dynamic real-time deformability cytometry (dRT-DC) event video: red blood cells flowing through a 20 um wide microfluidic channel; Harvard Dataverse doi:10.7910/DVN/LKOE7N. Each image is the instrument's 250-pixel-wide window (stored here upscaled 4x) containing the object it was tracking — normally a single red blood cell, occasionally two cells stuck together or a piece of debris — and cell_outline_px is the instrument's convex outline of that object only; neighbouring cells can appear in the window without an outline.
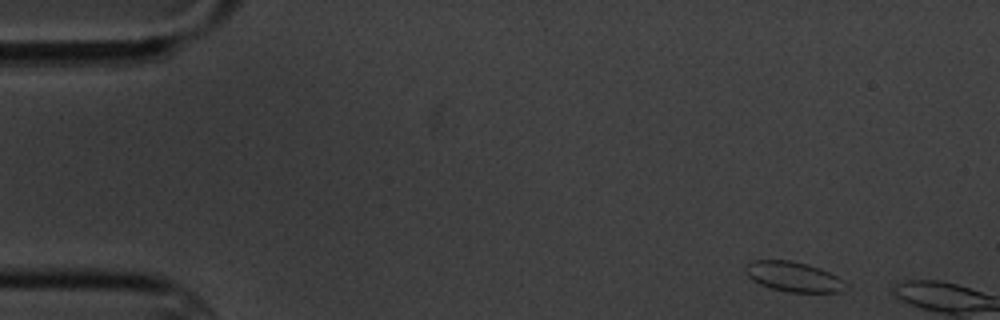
{"species": "common noctule bat (a hibernating species)", "species_latin": "Nyctalus noctula", "temperature_condition": "cold", "stored_images_in_passage": 3, "camera_frame_rate_fps": 3000, "um_per_image_px": 0.085, "animal": {"sex": "male", "body_mass_g": 20.1, "forearm_length_mm": 53.5}, "frame": {"image": 1, "passage_image": 1, "time_ms": 0.0, "image_size_px": [1000, 320], "cell_outline_px": [[848, 288], [840, 292], [788, 292], [772, 288], [760, 284], [752, 280], [744, 272], [744, 268], [752, 260], [788, 260], [808, 264], [820, 268], [844, 280], [848, 284]], "centroid_in_image_um": [67.46, 23.52], "position_along_channel_um": 17.5, "area_um2": 17.57}}